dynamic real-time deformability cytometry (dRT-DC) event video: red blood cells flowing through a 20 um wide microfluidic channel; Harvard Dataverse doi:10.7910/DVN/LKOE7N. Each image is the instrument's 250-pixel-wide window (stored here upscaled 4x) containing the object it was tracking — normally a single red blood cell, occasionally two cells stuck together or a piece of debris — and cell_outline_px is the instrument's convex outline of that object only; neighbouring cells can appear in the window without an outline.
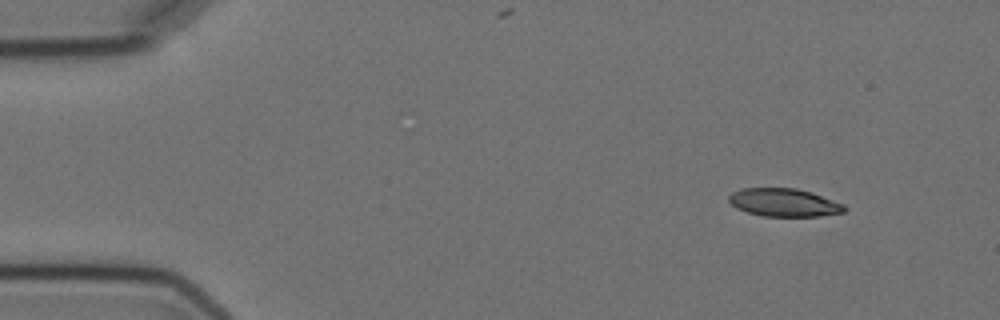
{"species": "Egyptian fruit bat (a non-hibernating species)", "species_latin": "Rousettus aegyptiacus", "temperature_condition": "cold", "stored_images_in_passage": 4, "camera_frame_rate_fps": 3000, "um_per_image_px": 0.085, "animal": {"sex": "female"}, "frame": {"image": 1, "passage_image": 1, "time_ms": 0.0, "image_size_px": [1000, 320], "cell_outline_px": [[848, 208], [844, 212], [820, 216], [764, 216], [748, 212], [736, 208], [728, 200], [728, 196], [732, 192], [740, 188], [796, 188], [812, 192], [844, 204]], "centroid_in_image_um": [66.65, 17.21], "position_along_channel_um": 18.3, "area_um2": 18.96}}
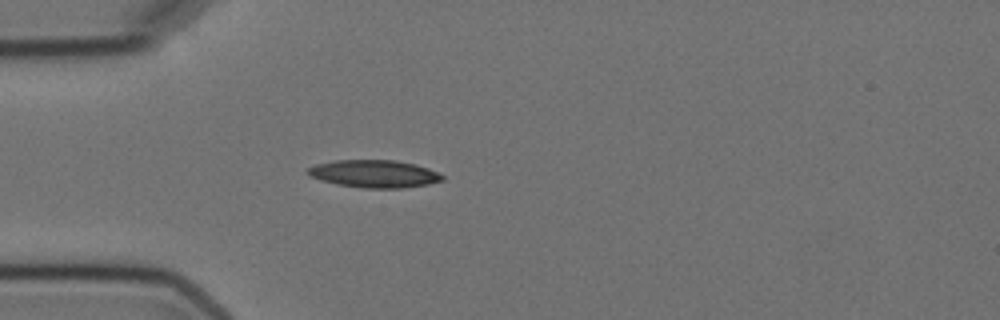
{"frame": {"image": 2, "passage_image": 4, "time_ms": 3.333, "image_size_px": [1000, 320], "cell_outline_px": [[444, 180], [428, 184], [404, 188], [364, 188], [336, 184], [320, 180], [308, 176], [308, 168], [316, 164], [336, 160], [396, 160], [416, 164], [428, 168], [444, 176]], "centroid_in_image_um": [31.81, 14.77], "position_along_channel_um": 53.2, "area_um2": 21.68}}